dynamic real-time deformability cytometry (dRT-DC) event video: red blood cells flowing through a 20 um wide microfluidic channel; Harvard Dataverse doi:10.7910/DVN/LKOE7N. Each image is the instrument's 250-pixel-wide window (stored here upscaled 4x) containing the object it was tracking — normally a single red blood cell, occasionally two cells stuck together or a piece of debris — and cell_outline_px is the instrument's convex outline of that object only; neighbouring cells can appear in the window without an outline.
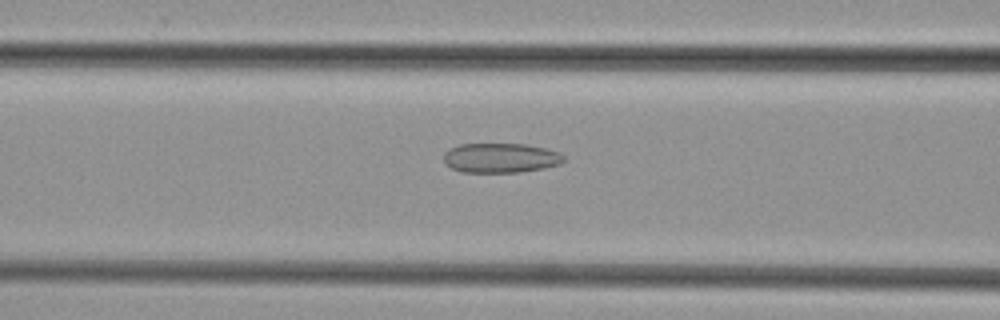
{"species": "common noctule bat (a hibernating species)", "species_latin": "Nyctalus noctula", "temperature_condition": "cold", "stored_images_in_passage": 48, "camera_frame_rate_fps": 3000, "um_per_image_px": 0.085, "animal": {"sex": "female", "body_mass_g": 29.2, "forearm_length_mm": 56.3}, "frame": {"image": 1, "passage_image": 20, "time_ms": 6.333, "image_size_px": [1000, 320], "cell_outline_px": [[568, 160], [560, 164], [544, 168], [520, 172], [460, 172], [444, 164], [444, 152], [448, 148], [460, 144], [528, 144], [560, 152]], "centroid_in_image_um": [42.56, 13.42], "position_along_channel_um": 124.0, "area_um2": 21.04}}
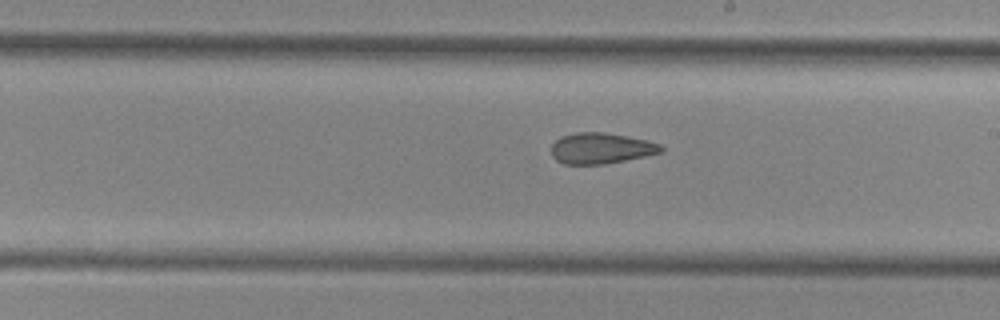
{"frame": {"image": 2, "passage_image": 28, "time_ms": 9.0, "image_size_px": [1000, 320], "cell_outline_px": [[664, 152], [604, 164], [564, 164], [556, 160], [552, 156], [552, 144], [560, 136], [576, 132], [604, 132], [628, 136], [648, 140], [660, 144], [664, 148]], "centroid_in_image_um": [51.09, 12.59], "position_along_channel_um": 237.9, "area_um2": 19.83}}
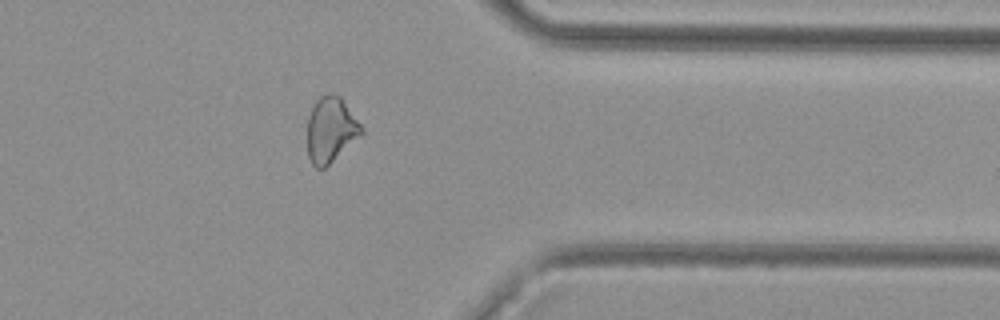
{"frame": {"image": 3, "passage_image": 39, "time_ms": 12.667, "image_size_px": [1000, 320], "cell_outline_px": [[364, 132], [324, 168], [316, 168], [312, 164], [308, 156], [308, 116], [316, 100], [320, 96], [340, 96], [364, 128]], "centroid_in_image_um": [28.11, 11.04], "position_along_channel_um": 383.3, "area_um2": 20.11}}